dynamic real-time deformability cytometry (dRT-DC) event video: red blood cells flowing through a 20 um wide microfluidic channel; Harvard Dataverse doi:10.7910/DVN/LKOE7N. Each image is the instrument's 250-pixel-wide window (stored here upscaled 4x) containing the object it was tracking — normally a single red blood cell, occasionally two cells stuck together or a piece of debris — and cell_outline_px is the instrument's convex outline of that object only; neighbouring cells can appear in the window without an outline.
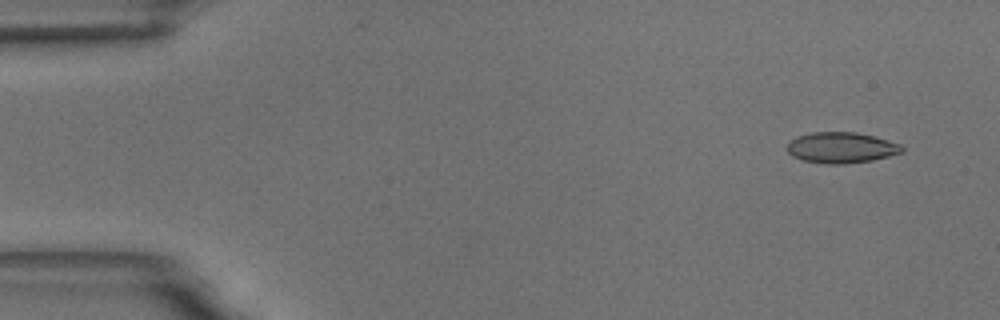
{"species": "common noctule bat (a hibernating species)", "species_latin": "Nyctalus noctula", "temperature_condition": "room temperature", "stored_images_in_passage": 9, "camera_frame_rate_fps": 3000, "um_per_image_px": 0.085, "animal": {"sex": "male", "body_mass_g": 18.8}, "frame": {"image": 1, "passage_image": 1, "time_ms": 0.0, "image_size_px": [1000, 320], "cell_outline_px": [[904, 152], [872, 160], [844, 164], [824, 164], [804, 160], [792, 156], [784, 148], [788, 140], [796, 136], [812, 132], [856, 132], [872, 136], [900, 144], [904, 148]], "centroid_in_image_um": [71.44, 12.55], "position_along_channel_um": 13.6, "area_um2": 20.81}}
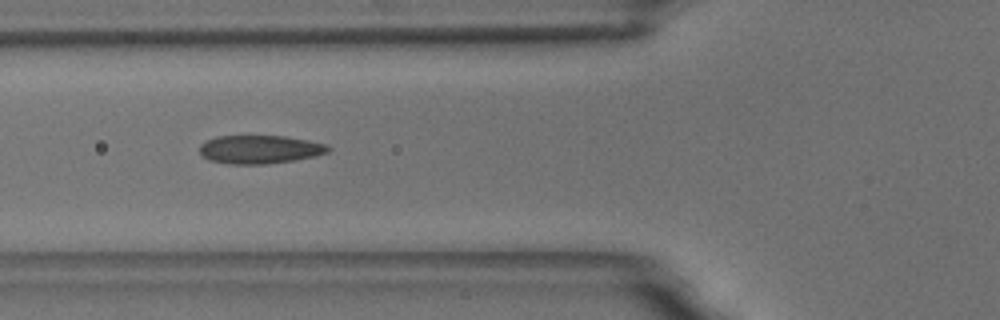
{"frame": {"image": 2, "passage_image": 6, "time_ms": 5.667, "image_size_px": [1000, 320], "cell_outline_px": [[332, 148], [328, 152], [316, 156], [296, 160], [264, 164], [228, 164], [208, 160], [200, 156], [200, 144], [204, 140], [216, 136], [284, 136], [308, 140], [328, 144]], "centroid_in_image_um": [22.07, 12.7], "position_along_channel_um": 103.7, "area_um2": 21.62}}
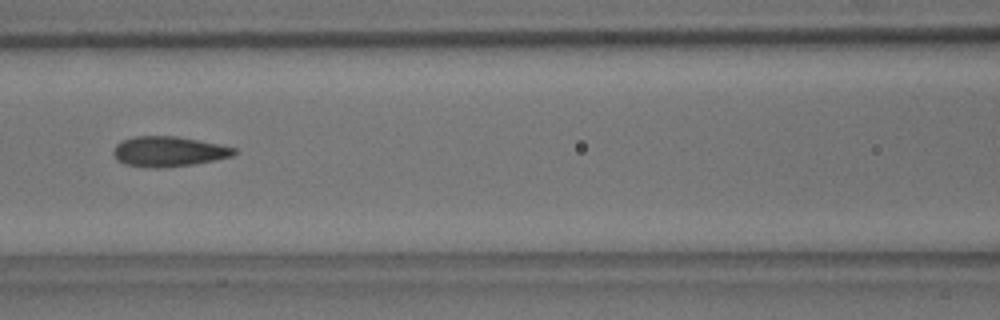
{"frame": {"image": 3, "passage_image": 7, "time_ms": 7.0, "image_size_px": [1000, 320], "cell_outline_px": [[236, 152], [232, 156], [192, 164], [160, 168], [156, 168], [128, 164], [116, 160], [112, 152], [116, 144], [132, 136], [176, 136], [220, 144], [236, 148]], "centroid_in_image_um": [14.31, 12.86], "position_along_channel_um": 152.3, "area_um2": 20.98}}